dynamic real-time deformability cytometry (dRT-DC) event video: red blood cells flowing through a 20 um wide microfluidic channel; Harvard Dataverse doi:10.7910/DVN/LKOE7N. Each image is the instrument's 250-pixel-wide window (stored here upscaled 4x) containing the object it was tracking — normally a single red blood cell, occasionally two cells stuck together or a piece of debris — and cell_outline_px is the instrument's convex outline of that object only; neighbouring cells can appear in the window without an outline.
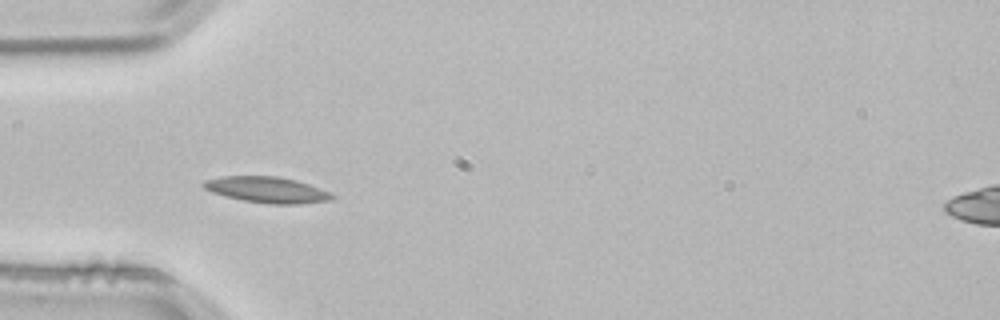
{"species": "common noctule bat (a hibernating species)", "species_latin": "Nyctalus noctula", "temperature_condition": "room temperature", "stored_images_in_passage": 2, "camera_frame_rate_fps": 3000, "um_per_image_px": 0.085, "animal": {"sex": "male", "body_mass_g": 21.5, "forearm_length_mm": 52.0}, "frame": {"image": 1, "passage_image": 2, "time_ms": 0.333, "image_size_px": [1000, 320], "cell_outline_px": [[336, 196], [332, 200], [304, 204], [268, 204], [244, 200], [212, 192], [204, 188], [200, 184], [204, 180], [220, 176], [276, 176], [296, 180], [320, 188]], "centroid_in_image_um": [22.7, 16.13], "position_along_channel_um": 62.3, "area_um2": 19.48}}